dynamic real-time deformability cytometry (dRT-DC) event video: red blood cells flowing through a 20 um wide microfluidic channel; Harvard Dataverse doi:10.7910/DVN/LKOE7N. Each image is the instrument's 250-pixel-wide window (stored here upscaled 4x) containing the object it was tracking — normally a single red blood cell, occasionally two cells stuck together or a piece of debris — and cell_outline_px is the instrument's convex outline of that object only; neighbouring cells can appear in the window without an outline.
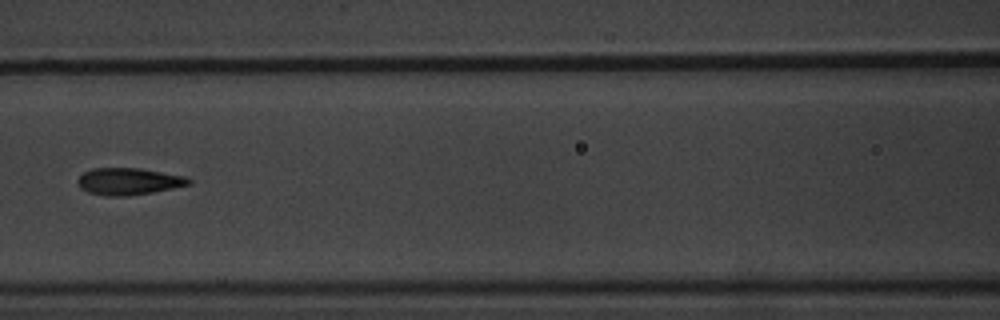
{"species": "common noctule bat (a hibernating species)", "species_latin": "Nyctalus noctula", "temperature_condition": "warm", "stored_images_in_passage": 12, "camera_frame_rate_fps": 3000, "um_per_image_px": 0.085, "animal": {"sex": "male", "body_mass_g": 20.1, "forearm_length_mm": 53.5}, "frame": {"image": 1, "passage_image": 6, "time_ms": 7.0, "image_size_px": [1000, 320], "cell_outline_px": [[192, 184], [152, 192], [128, 196], [104, 196], [88, 192], [80, 188], [80, 176], [84, 172], [92, 168], [140, 168], [188, 176], [192, 180]], "centroid_in_image_um": [10.99, 15.41], "position_along_channel_um": 155.6, "area_um2": 17.46}}
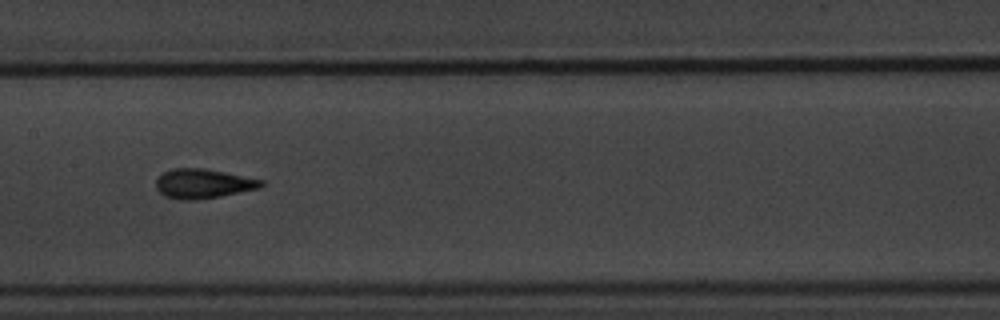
{"frame": {"image": 2, "passage_image": 7, "time_ms": 8.0, "image_size_px": [1000, 320], "cell_outline_px": [[264, 184], [260, 188], [220, 196], [192, 200], [188, 200], [164, 196], [156, 188], [156, 180], [164, 172], [172, 168], [204, 168], [264, 180]], "centroid_in_image_um": [17.27, 15.6], "position_along_channel_um": 190.1, "area_um2": 17.86}, "authors_computed_cell_mechanics": {"area_um2": 17.0799, "velocity_mm_per_s": 3.4386, "shape_relaxation_time_tau1_ms": 2.4739, "shape_relaxation_time_tau2_ms": 0.7122, "deformation_change_tau1": 0.1304, "deformation_change_tau2": 0.0503}}